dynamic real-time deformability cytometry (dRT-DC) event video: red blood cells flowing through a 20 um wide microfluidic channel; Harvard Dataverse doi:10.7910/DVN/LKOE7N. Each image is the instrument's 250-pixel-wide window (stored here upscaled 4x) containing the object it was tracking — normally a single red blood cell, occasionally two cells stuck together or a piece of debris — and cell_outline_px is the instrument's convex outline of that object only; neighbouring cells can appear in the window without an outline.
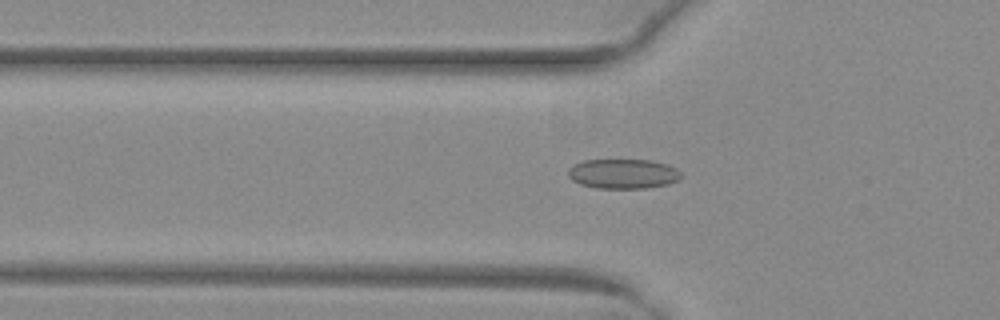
{"species": "common noctule bat (a hibernating species)", "species_latin": "Nyctalus noctula", "temperature_condition": "warm", "stored_images_in_passage": 43, "camera_frame_rate_fps": 3000, "um_per_image_px": 0.085, "animal": {"sex": "female", "body_mass_g": 29.2, "forearm_length_mm": 56.3}, "frame": {"image": 1, "passage_image": 12, "time_ms": 3.667, "image_size_px": [1000, 320], "cell_outline_px": [[680, 176], [676, 180], [668, 184], [644, 188], [596, 188], [580, 184], [572, 180], [568, 176], [568, 168], [572, 164], [584, 160], [652, 160], [668, 164], [676, 168], [680, 172]], "centroid_in_image_um": [52.92, 14.76], "position_along_channel_um": 72.9, "area_um2": 19.59}}
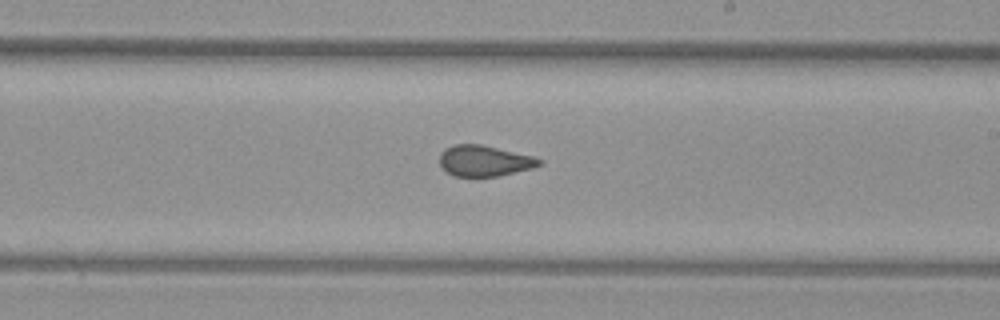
{"frame": {"image": 2, "passage_image": 25, "time_ms": 8.0, "image_size_px": [1000, 320], "cell_outline_px": [[544, 160], [540, 164], [532, 168], [496, 176], [452, 176], [440, 168], [440, 152], [444, 148], [456, 144], [480, 144], [532, 156]], "centroid_in_image_um": [41.11, 13.67], "position_along_channel_um": 247.9, "area_um2": 17.86}}
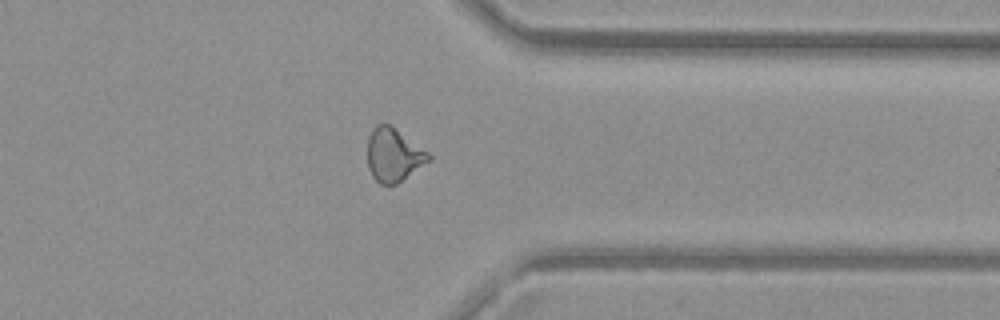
{"frame": {"image": 3, "passage_image": 35, "time_ms": 11.333, "image_size_px": [1000, 320], "cell_outline_px": [[432, 160], [396, 184], [380, 184], [372, 176], [368, 168], [368, 136], [372, 128], [376, 124], [388, 124], [428, 152], [432, 156]], "centroid_in_image_um": [33.45, 13.18], "position_along_channel_um": 378.0, "area_um2": 18.84}, "authors_computed_cell_mechanics": {"area_um2": 18.785, "velocity_mm_per_s": 4.0218, "shape_relaxation_time_tau1_ms": null, "shape_relaxation_time_tau2_ms": 1.0335, "deformation_change_tau1": null, "deformation_change_tau2": 0.0638}}